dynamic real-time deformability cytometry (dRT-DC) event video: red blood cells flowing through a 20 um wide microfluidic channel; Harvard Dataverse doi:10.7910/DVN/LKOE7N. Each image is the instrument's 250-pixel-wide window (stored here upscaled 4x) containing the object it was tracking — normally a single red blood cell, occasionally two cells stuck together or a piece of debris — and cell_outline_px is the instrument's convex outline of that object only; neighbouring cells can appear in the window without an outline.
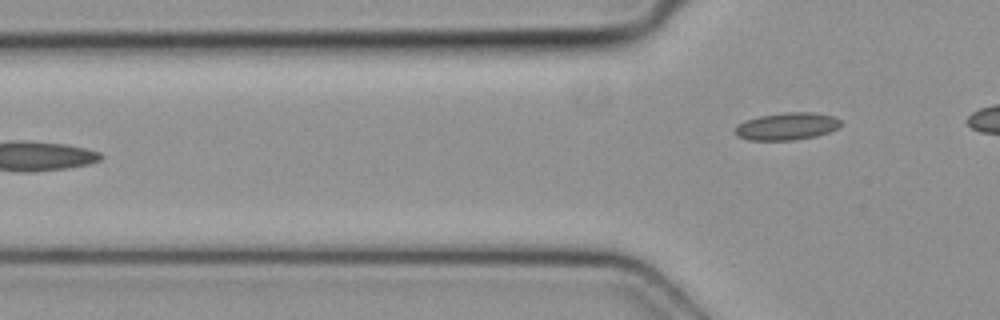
{"species": "common noctule bat (a hibernating species)", "species_latin": "Nyctalus noctula", "temperature_condition": "cold", "stored_images_in_passage": 4, "camera_frame_rate_fps": 3000, "um_per_image_px": 0.085, "animal": {"sex": "female", "body_mass_g": 19.3, "forearm_length_mm": 54.1}, "frame": {"image": 1, "passage_image": 4, "time_ms": 1.0, "image_size_px": [1000, 320], "cell_outline_px": [[840, 128], [816, 136], [792, 140], [748, 140], [736, 136], [732, 132], [736, 124], [744, 120], [760, 116], [784, 112], [812, 112], [832, 116], [840, 120]], "centroid_in_image_um": [66.81, 10.74], "position_along_channel_um": 59.0, "area_um2": 17.05}}